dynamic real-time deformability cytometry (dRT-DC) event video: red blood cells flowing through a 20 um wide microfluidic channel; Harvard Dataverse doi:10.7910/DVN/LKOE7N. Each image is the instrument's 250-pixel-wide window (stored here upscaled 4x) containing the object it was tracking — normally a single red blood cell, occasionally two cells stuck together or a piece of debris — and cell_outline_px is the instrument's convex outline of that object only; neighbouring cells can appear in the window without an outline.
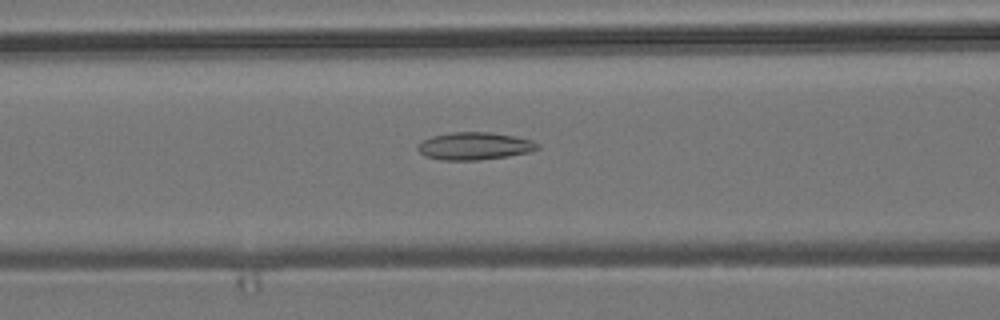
{"species": "common noctule bat (a hibernating species)", "species_latin": "Nyctalus noctula", "temperature_condition": "room temperature", "stored_images_in_passage": 43, "camera_frame_rate_fps": 3000, "um_per_image_px": 0.085, "animal": {"sex": "male", "body_mass_g": 19.2, "forearm_length_mm": 51.8}, "frame": {"image": 1, "passage_image": 11, "time_ms": 3.333, "image_size_px": [1000, 320], "cell_outline_px": [[540, 148], [528, 152], [508, 156], [476, 160], [440, 160], [424, 156], [416, 148], [424, 140], [432, 136], [452, 132], [492, 132], [532, 140], [540, 144]], "centroid_in_image_um": [40.34, 12.41], "position_along_channel_um": 126.3, "area_um2": 19.13}}
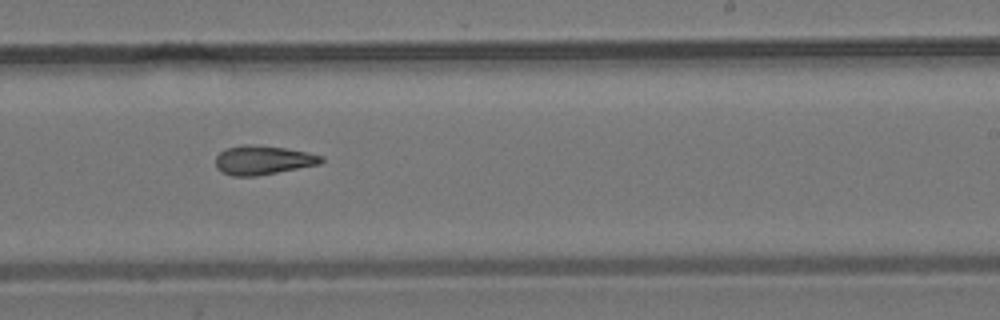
{"frame": {"image": 2, "passage_image": 22, "time_ms": 7.0, "image_size_px": [1000, 320], "cell_outline_px": [[324, 160], [320, 164], [256, 176], [232, 176], [220, 172], [216, 168], [216, 156], [220, 152], [228, 148], [244, 144], [252, 144], [284, 148], [308, 152], [324, 156]], "centroid_in_image_um": [22.34, 13.61], "position_along_channel_um": 266.7, "area_um2": 17.92}}
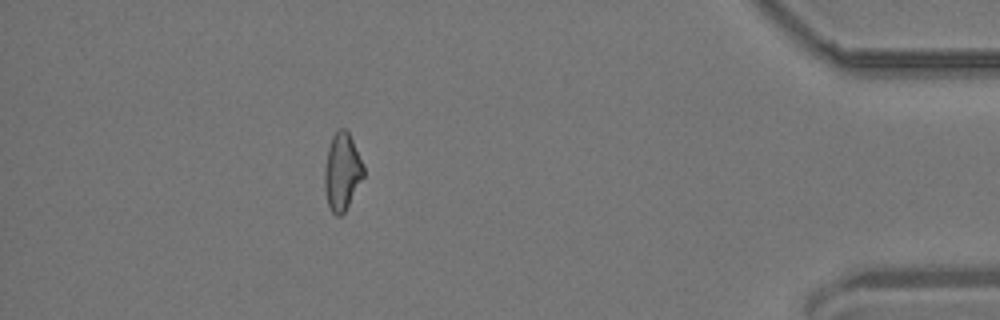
{"frame": {"image": 3, "passage_image": 37, "time_ms": 12.0, "image_size_px": [1000, 320], "cell_outline_px": [[364, 176], [344, 212], [340, 216], [336, 216], [332, 212], [328, 204], [324, 188], [324, 168], [328, 148], [332, 136], [340, 128], [344, 128], [348, 132], [364, 164]], "centroid_in_image_um": [29.07, 14.59], "position_along_channel_um": 406.1, "area_um2": 17.46}, "authors_computed_cell_mechanics": {"area_um2": 18.0336, "velocity_mm_per_s": 3.8434, "shape_relaxation_time_tau1_ms": null, "shape_relaxation_time_tau2_ms": 4.1851, "deformation_change_tau1": null, "deformation_change_tau2": 0.1266}}